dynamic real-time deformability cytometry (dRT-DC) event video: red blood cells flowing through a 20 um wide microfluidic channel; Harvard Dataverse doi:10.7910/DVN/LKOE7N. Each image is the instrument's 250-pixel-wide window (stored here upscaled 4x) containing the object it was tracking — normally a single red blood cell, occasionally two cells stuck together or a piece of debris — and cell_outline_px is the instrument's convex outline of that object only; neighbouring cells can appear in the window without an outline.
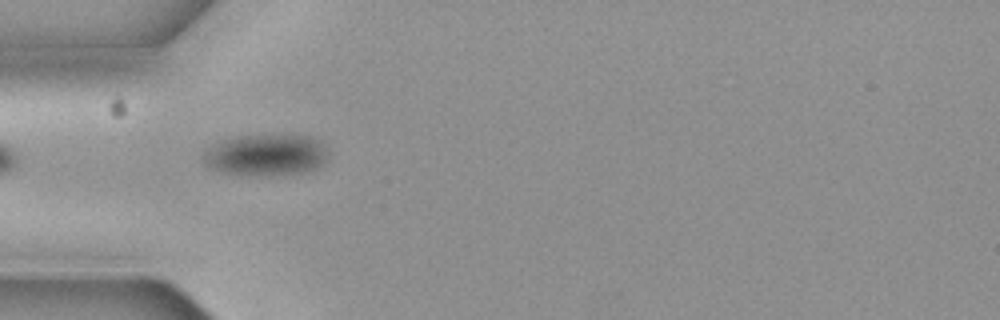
{"species": "common noctule bat (a hibernating species)", "species_latin": "Nyctalus noctula", "temperature_condition": "cold", "stored_images_in_passage": 10, "camera_frame_rate_fps": 3000, "um_per_image_px": 0.085, "animal": {"sex": "female", "body_mass_g": 19.3, "forearm_length_mm": 54.1}, "frame": {"image": 1, "passage_image": 1, "time_ms": 0.0, "image_size_px": [1000, 320], "cell_outline_px": [[324, 160], [320, 164], [304, 172], [268, 176], [256, 176], [224, 172], [208, 168], [204, 164], [204, 152], [216, 140], [236, 136], [292, 132], [308, 136], [316, 140], [320, 144], [324, 156]], "centroid_in_image_um": [22.49, 13.13], "position_along_channel_um": 62.5, "area_um2": 30.58}}
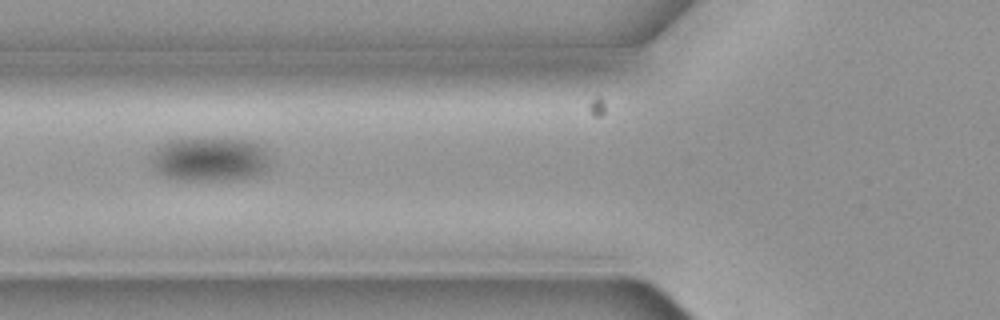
{"frame": {"image": 2, "passage_image": 2, "time_ms": 0.333, "image_size_px": [1000, 320], "cell_outline_px": [[272, 164], [260, 176], [240, 180], [176, 180], [164, 176], [156, 172], [152, 168], [148, 160], [148, 156], [156, 148], [168, 140], [252, 140], [260, 144], [264, 148]], "centroid_in_image_um": [17.84, 13.58], "position_along_channel_um": 108.0, "area_um2": 31.15}}
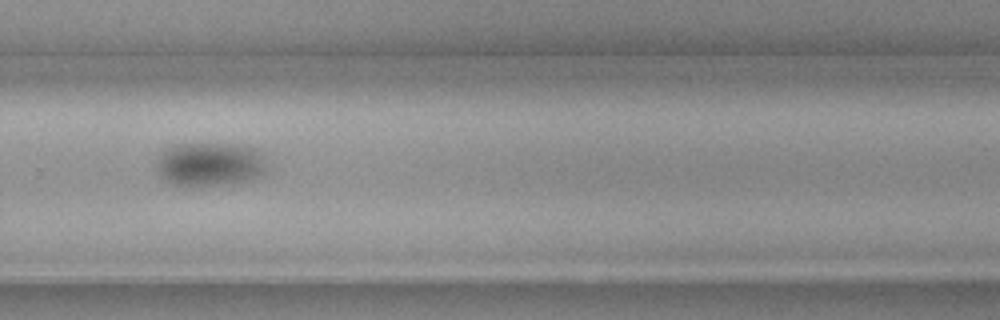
{"frame": {"image": 3, "passage_image": 7, "time_ms": 2.0, "image_size_px": [1000, 320], "cell_outline_px": [[268, 168], [264, 176], [232, 184], [172, 184], [160, 176], [160, 156], [168, 148], [176, 144], [236, 144], [256, 148], [260, 152]], "centroid_in_image_um": [17.96, 13.94], "position_along_channel_um": 311.8, "area_um2": 27.63}}